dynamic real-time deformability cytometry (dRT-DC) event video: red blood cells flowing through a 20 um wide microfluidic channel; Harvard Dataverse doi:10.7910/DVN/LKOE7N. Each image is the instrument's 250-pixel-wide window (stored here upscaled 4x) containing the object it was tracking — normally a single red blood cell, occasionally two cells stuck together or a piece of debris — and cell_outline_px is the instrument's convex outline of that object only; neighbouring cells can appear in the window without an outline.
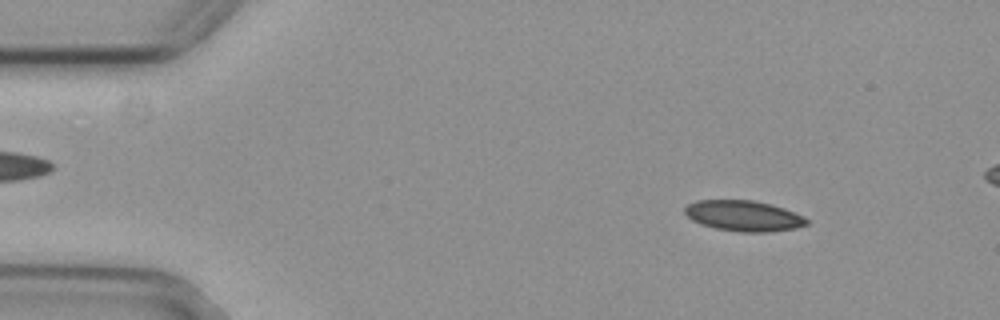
{"species": "common noctule bat (a hibernating species)", "species_latin": "Nyctalus noctula", "temperature_condition": "cold", "stored_images_in_passage": 51, "camera_frame_rate_fps": 3000, "um_per_image_px": 0.085, "animal": {"sex": "female", "body_mass_g": 29.2, "forearm_length_mm": 56.3}, "frame": {"image": 1, "passage_image": 6, "time_ms": 1.667, "image_size_px": [1000, 320], "cell_outline_px": [[808, 224], [796, 228], [768, 232], [740, 232], [716, 228], [700, 224], [692, 220], [684, 212], [684, 208], [688, 204], [696, 200], [752, 200], [784, 208], [808, 220]], "centroid_in_image_um": [63.16, 18.35], "position_along_channel_um": 21.8, "area_um2": 21.56}}
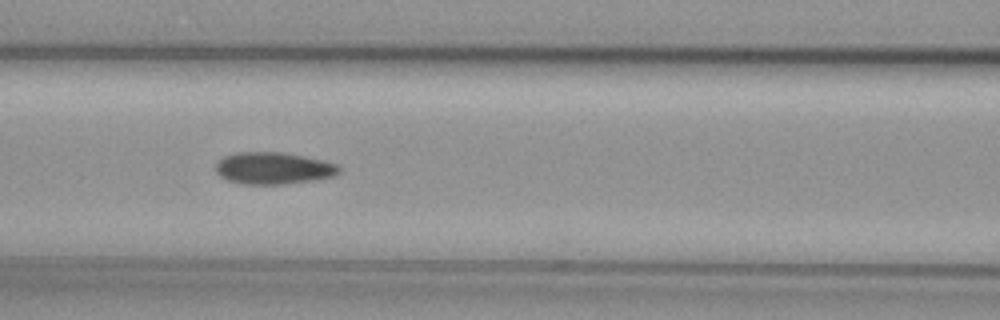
{"frame": {"image": 2, "passage_image": 22, "time_ms": 7.0, "image_size_px": [1000, 320], "cell_outline_px": [[340, 172], [336, 176], [316, 180], [284, 184], [240, 184], [228, 180], [220, 176], [216, 172], [216, 164], [224, 156], [236, 152], [284, 152], [304, 156], [336, 164], [340, 168]], "centroid_in_image_um": [23.24, 14.3], "position_along_channel_um": 143.4, "area_um2": 23.06}}
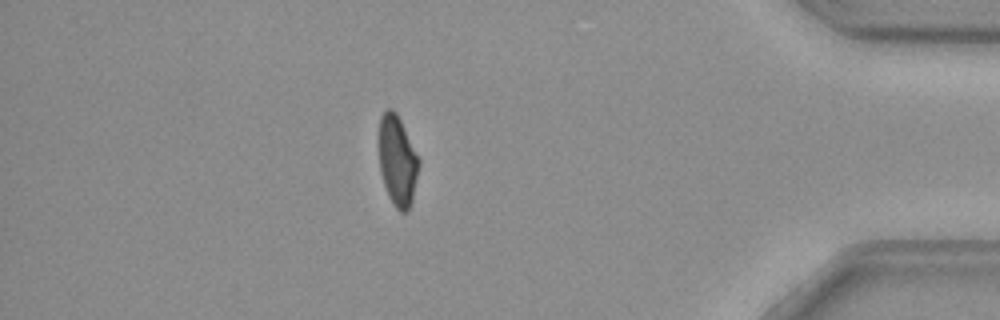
{"frame": {"image": 3, "passage_image": 46, "time_ms": 15.0, "image_size_px": [1000, 320], "cell_outline_px": [[420, 164], [412, 200], [408, 212], [400, 212], [396, 208], [388, 196], [380, 172], [380, 116], [388, 108], [392, 108], [396, 112], [420, 160]], "centroid_in_image_um": [33.79, 13.69], "position_along_channel_um": 401.4, "area_um2": 20.75}}